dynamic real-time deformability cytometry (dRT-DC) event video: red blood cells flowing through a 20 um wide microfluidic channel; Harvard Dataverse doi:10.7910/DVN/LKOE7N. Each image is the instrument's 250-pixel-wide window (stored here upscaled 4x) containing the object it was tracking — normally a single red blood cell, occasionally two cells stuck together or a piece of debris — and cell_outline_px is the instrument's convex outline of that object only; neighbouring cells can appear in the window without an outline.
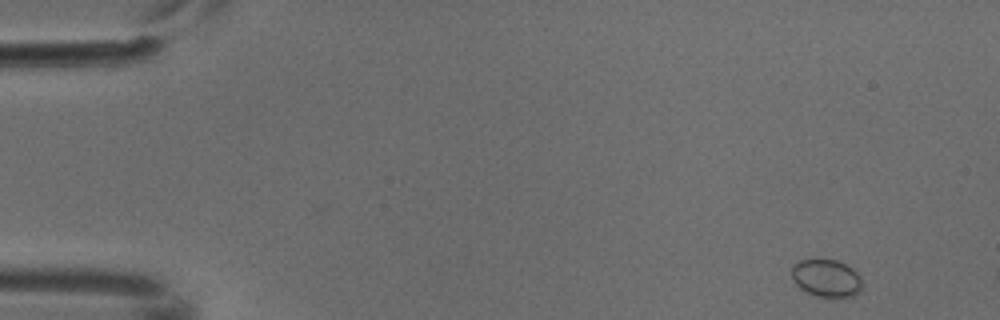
{"species": "common noctule bat (a hibernating species)", "species_latin": "Nyctalus noctula", "temperature_condition": "cold", "stored_images_in_passage": 5, "camera_frame_rate_fps": 3000, "um_per_image_px": 0.085, "animal": {"sex": "male", "body_mass_g": 18.8}, "frame": {"image": 1, "passage_image": 1, "time_ms": 0.0, "image_size_px": [1000, 320], "cell_outline_px": [[860, 292], [852, 296], [832, 300], [816, 296], [800, 288], [792, 280], [792, 264], [800, 260], [836, 260], [852, 268], [860, 276]], "centroid_in_image_um": [70.23, 23.68], "position_along_channel_um": 14.8, "area_um2": 15.66}}